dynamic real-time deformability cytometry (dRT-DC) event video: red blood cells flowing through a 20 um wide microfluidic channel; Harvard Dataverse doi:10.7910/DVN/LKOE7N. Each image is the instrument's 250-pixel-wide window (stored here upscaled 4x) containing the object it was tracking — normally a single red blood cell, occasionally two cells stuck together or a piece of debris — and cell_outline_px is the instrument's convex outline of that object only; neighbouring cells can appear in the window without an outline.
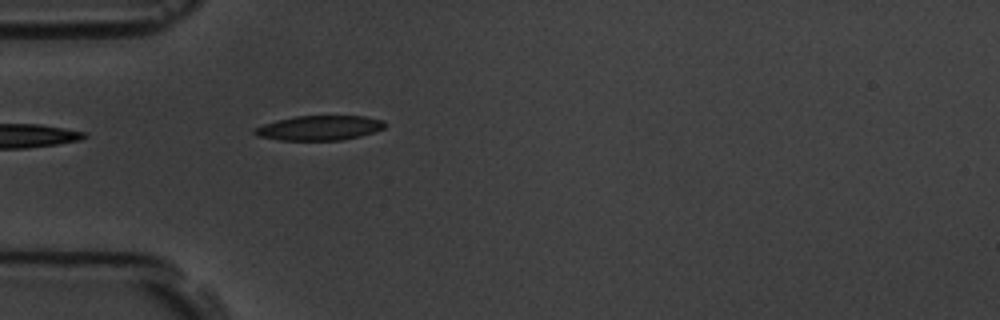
{"species": "common noctule bat (a hibernating species)", "species_latin": "Nyctalus noctula", "temperature_condition": "room temperature", "stored_images_in_passage": 2, "camera_frame_rate_fps": 3000, "um_per_image_px": 0.085, "animal": {"sex": "male", "body_mass_g": 19.5, "forearm_length_mm": 54.6}, "frame": {"image": 1, "passage_image": 2, "time_ms": 1.0, "image_size_px": [1000, 320], "cell_outline_px": [[388, 124], [384, 128], [360, 136], [340, 140], [280, 140], [256, 136], [252, 132], [256, 128], [264, 124], [276, 120], [296, 116], [364, 116], [384, 120]], "centroid_in_image_um": [27.16, 10.87], "position_along_channel_um": 57.8, "area_um2": 18.73}}